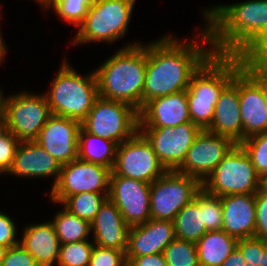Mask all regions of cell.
Masks as SVG:
<instances>
[{
  "mask_svg": "<svg viewBox=\"0 0 267 266\" xmlns=\"http://www.w3.org/2000/svg\"><path fill=\"white\" fill-rule=\"evenodd\" d=\"M237 241L223 230L207 231L196 243L199 266H220L236 249Z\"/></svg>",
  "mask_w": 267,
  "mask_h": 266,
  "instance_id": "d4e9b609",
  "label": "cell"
},
{
  "mask_svg": "<svg viewBox=\"0 0 267 266\" xmlns=\"http://www.w3.org/2000/svg\"><path fill=\"white\" fill-rule=\"evenodd\" d=\"M16 225L11 217L0 211V245L12 247L19 243L16 239Z\"/></svg>",
  "mask_w": 267,
  "mask_h": 266,
  "instance_id": "60d3db41",
  "label": "cell"
},
{
  "mask_svg": "<svg viewBox=\"0 0 267 266\" xmlns=\"http://www.w3.org/2000/svg\"><path fill=\"white\" fill-rule=\"evenodd\" d=\"M136 0H94L78 26L73 45L115 42L127 32Z\"/></svg>",
  "mask_w": 267,
  "mask_h": 266,
  "instance_id": "8992f818",
  "label": "cell"
},
{
  "mask_svg": "<svg viewBox=\"0 0 267 266\" xmlns=\"http://www.w3.org/2000/svg\"><path fill=\"white\" fill-rule=\"evenodd\" d=\"M241 68L237 55L213 53L193 74L186 90L191 122L207 130L223 88Z\"/></svg>",
  "mask_w": 267,
  "mask_h": 266,
  "instance_id": "277c9868",
  "label": "cell"
},
{
  "mask_svg": "<svg viewBox=\"0 0 267 266\" xmlns=\"http://www.w3.org/2000/svg\"><path fill=\"white\" fill-rule=\"evenodd\" d=\"M3 115L6 128L23 142L37 139L51 111L45 95L23 91L5 97Z\"/></svg>",
  "mask_w": 267,
  "mask_h": 266,
  "instance_id": "30bf717a",
  "label": "cell"
},
{
  "mask_svg": "<svg viewBox=\"0 0 267 266\" xmlns=\"http://www.w3.org/2000/svg\"><path fill=\"white\" fill-rule=\"evenodd\" d=\"M19 142L7 128L0 133V173L6 174L11 169Z\"/></svg>",
  "mask_w": 267,
  "mask_h": 266,
  "instance_id": "74e56055",
  "label": "cell"
},
{
  "mask_svg": "<svg viewBox=\"0 0 267 266\" xmlns=\"http://www.w3.org/2000/svg\"><path fill=\"white\" fill-rule=\"evenodd\" d=\"M236 248L249 266H267V240L257 237L240 239Z\"/></svg>",
  "mask_w": 267,
  "mask_h": 266,
  "instance_id": "d590c367",
  "label": "cell"
},
{
  "mask_svg": "<svg viewBox=\"0 0 267 266\" xmlns=\"http://www.w3.org/2000/svg\"><path fill=\"white\" fill-rule=\"evenodd\" d=\"M175 238L197 243L207 232L203 223V209L193 199L173 220Z\"/></svg>",
  "mask_w": 267,
  "mask_h": 266,
  "instance_id": "4316f807",
  "label": "cell"
},
{
  "mask_svg": "<svg viewBox=\"0 0 267 266\" xmlns=\"http://www.w3.org/2000/svg\"><path fill=\"white\" fill-rule=\"evenodd\" d=\"M256 194L221 196L222 230L237 240L255 237Z\"/></svg>",
  "mask_w": 267,
  "mask_h": 266,
  "instance_id": "44dd1931",
  "label": "cell"
},
{
  "mask_svg": "<svg viewBox=\"0 0 267 266\" xmlns=\"http://www.w3.org/2000/svg\"><path fill=\"white\" fill-rule=\"evenodd\" d=\"M65 59L45 93L51 114L82 121L99 97L95 72L80 75Z\"/></svg>",
  "mask_w": 267,
  "mask_h": 266,
  "instance_id": "5b68a950",
  "label": "cell"
},
{
  "mask_svg": "<svg viewBox=\"0 0 267 266\" xmlns=\"http://www.w3.org/2000/svg\"><path fill=\"white\" fill-rule=\"evenodd\" d=\"M129 266H167L163 253L134 257Z\"/></svg>",
  "mask_w": 267,
  "mask_h": 266,
  "instance_id": "b9f144b4",
  "label": "cell"
},
{
  "mask_svg": "<svg viewBox=\"0 0 267 266\" xmlns=\"http://www.w3.org/2000/svg\"><path fill=\"white\" fill-rule=\"evenodd\" d=\"M264 187L267 189V179L264 181Z\"/></svg>",
  "mask_w": 267,
  "mask_h": 266,
  "instance_id": "c3c4849f",
  "label": "cell"
},
{
  "mask_svg": "<svg viewBox=\"0 0 267 266\" xmlns=\"http://www.w3.org/2000/svg\"><path fill=\"white\" fill-rule=\"evenodd\" d=\"M207 131L230 138L235 144L243 141V125L238 96V71L223 88L215 105L214 116Z\"/></svg>",
  "mask_w": 267,
  "mask_h": 266,
  "instance_id": "ffe728a7",
  "label": "cell"
},
{
  "mask_svg": "<svg viewBox=\"0 0 267 266\" xmlns=\"http://www.w3.org/2000/svg\"><path fill=\"white\" fill-rule=\"evenodd\" d=\"M108 195L109 193L81 192L68 196L61 205L71 214L91 223Z\"/></svg>",
  "mask_w": 267,
  "mask_h": 266,
  "instance_id": "f546056e",
  "label": "cell"
},
{
  "mask_svg": "<svg viewBox=\"0 0 267 266\" xmlns=\"http://www.w3.org/2000/svg\"><path fill=\"white\" fill-rule=\"evenodd\" d=\"M118 144L85 131L80 127L78 134V158L113 169Z\"/></svg>",
  "mask_w": 267,
  "mask_h": 266,
  "instance_id": "484cf974",
  "label": "cell"
},
{
  "mask_svg": "<svg viewBox=\"0 0 267 266\" xmlns=\"http://www.w3.org/2000/svg\"><path fill=\"white\" fill-rule=\"evenodd\" d=\"M237 57L247 73L267 79V30L250 41Z\"/></svg>",
  "mask_w": 267,
  "mask_h": 266,
  "instance_id": "83f0119b",
  "label": "cell"
},
{
  "mask_svg": "<svg viewBox=\"0 0 267 266\" xmlns=\"http://www.w3.org/2000/svg\"><path fill=\"white\" fill-rule=\"evenodd\" d=\"M0 266H38L34 258L18 243L9 247Z\"/></svg>",
  "mask_w": 267,
  "mask_h": 266,
  "instance_id": "ab89813d",
  "label": "cell"
},
{
  "mask_svg": "<svg viewBox=\"0 0 267 266\" xmlns=\"http://www.w3.org/2000/svg\"><path fill=\"white\" fill-rule=\"evenodd\" d=\"M201 129L192 122L175 127L139 128L167 171H176Z\"/></svg>",
  "mask_w": 267,
  "mask_h": 266,
  "instance_id": "4fadbf2b",
  "label": "cell"
},
{
  "mask_svg": "<svg viewBox=\"0 0 267 266\" xmlns=\"http://www.w3.org/2000/svg\"><path fill=\"white\" fill-rule=\"evenodd\" d=\"M174 239V224L170 220L150 218L144 224L130 227L126 250L127 264L137 256L163 253Z\"/></svg>",
  "mask_w": 267,
  "mask_h": 266,
  "instance_id": "d6986e66",
  "label": "cell"
},
{
  "mask_svg": "<svg viewBox=\"0 0 267 266\" xmlns=\"http://www.w3.org/2000/svg\"><path fill=\"white\" fill-rule=\"evenodd\" d=\"M108 198L116 205L129 227L150 218V184L111 172Z\"/></svg>",
  "mask_w": 267,
  "mask_h": 266,
  "instance_id": "2e32d148",
  "label": "cell"
},
{
  "mask_svg": "<svg viewBox=\"0 0 267 266\" xmlns=\"http://www.w3.org/2000/svg\"><path fill=\"white\" fill-rule=\"evenodd\" d=\"M2 92L3 91H1V89H0V118H4L3 112H4V99H5V96L3 95Z\"/></svg>",
  "mask_w": 267,
  "mask_h": 266,
  "instance_id": "f6af8a7d",
  "label": "cell"
},
{
  "mask_svg": "<svg viewBox=\"0 0 267 266\" xmlns=\"http://www.w3.org/2000/svg\"><path fill=\"white\" fill-rule=\"evenodd\" d=\"M255 237L267 240V189L263 186L255 196Z\"/></svg>",
  "mask_w": 267,
  "mask_h": 266,
  "instance_id": "f35d334b",
  "label": "cell"
},
{
  "mask_svg": "<svg viewBox=\"0 0 267 266\" xmlns=\"http://www.w3.org/2000/svg\"><path fill=\"white\" fill-rule=\"evenodd\" d=\"M167 266H199L196 243L175 238L164 249Z\"/></svg>",
  "mask_w": 267,
  "mask_h": 266,
  "instance_id": "1f68e13d",
  "label": "cell"
},
{
  "mask_svg": "<svg viewBox=\"0 0 267 266\" xmlns=\"http://www.w3.org/2000/svg\"><path fill=\"white\" fill-rule=\"evenodd\" d=\"M264 181L245 150L236 144L202 183V188L215 196L256 194Z\"/></svg>",
  "mask_w": 267,
  "mask_h": 266,
  "instance_id": "52a82bcc",
  "label": "cell"
},
{
  "mask_svg": "<svg viewBox=\"0 0 267 266\" xmlns=\"http://www.w3.org/2000/svg\"><path fill=\"white\" fill-rule=\"evenodd\" d=\"M94 243L89 240L60 244L56 266H89Z\"/></svg>",
  "mask_w": 267,
  "mask_h": 266,
  "instance_id": "e575fe53",
  "label": "cell"
},
{
  "mask_svg": "<svg viewBox=\"0 0 267 266\" xmlns=\"http://www.w3.org/2000/svg\"><path fill=\"white\" fill-rule=\"evenodd\" d=\"M94 0H40L42 8L54 9L56 14L68 23H73L76 28L83 22L88 9Z\"/></svg>",
  "mask_w": 267,
  "mask_h": 266,
  "instance_id": "4dcf8cb0",
  "label": "cell"
},
{
  "mask_svg": "<svg viewBox=\"0 0 267 266\" xmlns=\"http://www.w3.org/2000/svg\"><path fill=\"white\" fill-rule=\"evenodd\" d=\"M111 170L76 158L61 165L56 185L51 188V200L61 204L68 196L81 192L109 193Z\"/></svg>",
  "mask_w": 267,
  "mask_h": 266,
  "instance_id": "8fae6325",
  "label": "cell"
},
{
  "mask_svg": "<svg viewBox=\"0 0 267 266\" xmlns=\"http://www.w3.org/2000/svg\"><path fill=\"white\" fill-rule=\"evenodd\" d=\"M194 200L203 209V223L207 231L222 230V203L219 196L207 193L203 188L195 195Z\"/></svg>",
  "mask_w": 267,
  "mask_h": 266,
  "instance_id": "d6a6232c",
  "label": "cell"
},
{
  "mask_svg": "<svg viewBox=\"0 0 267 266\" xmlns=\"http://www.w3.org/2000/svg\"><path fill=\"white\" fill-rule=\"evenodd\" d=\"M81 127L93 135L122 144L139 131V110L126 102L99 96L81 121Z\"/></svg>",
  "mask_w": 267,
  "mask_h": 266,
  "instance_id": "ba28073f",
  "label": "cell"
},
{
  "mask_svg": "<svg viewBox=\"0 0 267 266\" xmlns=\"http://www.w3.org/2000/svg\"><path fill=\"white\" fill-rule=\"evenodd\" d=\"M61 165L35 141L19 142L11 169L7 174L21 177L55 176L52 188L60 175Z\"/></svg>",
  "mask_w": 267,
  "mask_h": 266,
  "instance_id": "7402d4cb",
  "label": "cell"
},
{
  "mask_svg": "<svg viewBox=\"0 0 267 266\" xmlns=\"http://www.w3.org/2000/svg\"><path fill=\"white\" fill-rule=\"evenodd\" d=\"M220 266H249L241 252L236 248Z\"/></svg>",
  "mask_w": 267,
  "mask_h": 266,
  "instance_id": "7bdbcfd3",
  "label": "cell"
},
{
  "mask_svg": "<svg viewBox=\"0 0 267 266\" xmlns=\"http://www.w3.org/2000/svg\"><path fill=\"white\" fill-rule=\"evenodd\" d=\"M191 122L186 90L157 97L139 110V128L175 127Z\"/></svg>",
  "mask_w": 267,
  "mask_h": 266,
  "instance_id": "ac0fdd59",
  "label": "cell"
},
{
  "mask_svg": "<svg viewBox=\"0 0 267 266\" xmlns=\"http://www.w3.org/2000/svg\"><path fill=\"white\" fill-rule=\"evenodd\" d=\"M166 171L152 146L139 131L118 144L113 174L151 184Z\"/></svg>",
  "mask_w": 267,
  "mask_h": 266,
  "instance_id": "7c38bea8",
  "label": "cell"
},
{
  "mask_svg": "<svg viewBox=\"0 0 267 266\" xmlns=\"http://www.w3.org/2000/svg\"><path fill=\"white\" fill-rule=\"evenodd\" d=\"M126 253L121 250L104 248L94 244L89 266H125Z\"/></svg>",
  "mask_w": 267,
  "mask_h": 266,
  "instance_id": "8d00e7d4",
  "label": "cell"
},
{
  "mask_svg": "<svg viewBox=\"0 0 267 266\" xmlns=\"http://www.w3.org/2000/svg\"><path fill=\"white\" fill-rule=\"evenodd\" d=\"M60 244L89 240L90 223L71 214L65 208L59 211L51 221Z\"/></svg>",
  "mask_w": 267,
  "mask_h": 266,
  "instance_id": "f1b7e54d",
  "label": "cell"
},
{
  "mask_svg": "<svg viewBox=\"0 0 267 266\" xmlns=\"http://www.w3.org/2000/svg\"><path fill=\"white\" fill-rule=\"evenodd\" d=\"M239 145L250 157L256 173L265 181L267 179V132L248 137Z\"/></svg>",
  "mask_w": 267,
  "mask_h": 266,
  "instance_id": "836d02e7",
  "label": "cell"
},
{
  "mask_svg": "<svg viewBox=\"0 0 267 266\" xmlns=\"http://www.w3.org/2000/svg\"><path fill=\"white\" fill-rule=\"evenodd\" d=\"M6 45L3 42V37L0 31V64L2 62V59L4 58L5 54L7 53L6 51Z\"/></svg>",
  "mask_w": 267,
  "mask_h": 266,
  "instance_id": "ee69618b",
  "label": "cell"
},
{
  "mask_svg": "<svg viewBox=\"0 0 267 266\" xmlns=\"http://www.w3.org/2000/svg\"><path fill=\"white\" fill-rule=\"evenodd\" d=\"M90 226L94 233V244L126 253L130 227L109 198L103 203Z\"/></svg>",
  "mask_w": 267,
  "mask_h": 266,
  "instance_id": "603a6c76",
  "label": "cell"
},
{
  "mask_svg": "<svg viewBox=\"0 0 267 266\" xmlns=\"http://www.w3.org/2000/svg\"><path fill=\"white\" fill-rule=\"evenodd\" d=\"M201 189L202 183L197 178L177 171H166L150 184L151 218L173 221Z\"/></svg>",
  "mask_w": 267,
  "mask_h": 266,
  "instance_id": "9c48e42d",
  "label": "cell"
},
{
  "mask_svg": "<svg viewBox=\"0 0 267 266\" xmlns=\"http://www.w3.org/2000/svg\"><path fill=\"white\" fill-rule=\"evenodd\" d=\"M238 96L243 140L267 132V79L238 70Z\"/></svg>",
  "mask_w": 267,
  "mask_h": 266,
  "instance_id": "5bb4252c",
  "label": "cell"
},
{
  "mask_svg": "<svg viewBox=\"0 0 267 266\" xmlns=\"http://www.w3.org/2000/svg\"><path fill=\"white\" fill-rule=\"evenodd\" d=\"M6 129L5 118H0V133Z\"/></svg>",
  "mask_w": 267,
  "mask_h": 266,
  "instance_id": "7dc6e473",
  "label": "cell"
},
{
  "mask_svg": "<svg viewBox=\"0 0 267 266\" xmlns=\"http://www.w3.org/2000/svg\"><path fill=\"white\" fill-rule=\"evenodd\" d=\"M147 64V45L126 44L96 69L98 94L140 110Z\"/></svg>",
  "mask_w": 267,
  "mask_h": 266,
  "instance_id": "3957f363",
  "label": "cell"
},
{
  "mask_svg": "<svg viewBox=\"0 0 267 266\" xmlns=\"http://www.w3.org/2000/svg\"><path fill=\"white\" fill-rule=\"evenodd\" d=\"M19 244L38 266H53L59 259L60 242L51 221L25 227Z\"/></svg>",
  "mask_w": 267,
  "mask_h": 266,
  "instance_id": "cb8c5ba5",
  "label": "cell"
},
{
  "mask_svg": "<svg viewBox=\"0 0 267 266\" xmlns=\"http://www.w3.org/2000/svg\"><path fill=\"white\" fill-rule=\"evenodd\" d=\"M203 13L207 25L197 36L215 54L237 55L258 34L267 30V0L220 4Z\"/></svg>",
  "mask_w": 267,
  "mask_h": 266,
  "instance_id": "7a4b0ae2",
  "label": "cell"
},
{
  "mask_svg": "<svg viewBox=\"0 0 267 266\" xmlns=\"http://www.w3.org/2000/svg\"><path fill=\"white\" fill-rule=\"evenodd\" d=\"M235 145L228 137L201 130L176 171L203 183Z\"/></svg>",
  "mask_w": 267,
  "mask_h": 266,
  "instance_id": "9a60e30c",
  "label": "cell"
},
{
  "mask_svg": "<svg viewBox=\"0 0 267 266\" xmlns=\"http://www.w3.org/2000/svg\"><path fill=\"white\" fill-rule=\"evenodd\" d=\"M81 122L51 114L35 142L46 150L60 165L78 158V134Z\"/></svg>",
  "mask_w": 267,
  "mask_h": 266,
  "instance_id": "e0dca14e",
  "label": "cell"
},
{
  "mask_svg": "<svg viewBox=\"0 0 267 266\" xmlns=\"http://www.w3.org/2000/svg\"><path fill=\"white\" fill-rule=\"evenodd\" d=\"M160 38L147 44L143 105L154 98L187 90L193 74L213 54L211 47L200 42L182 43L171 35Z\"/></svg>",
  "mask_w": 267,
  "mask_h": 266,
  "instance_id": "6da1fadb",
  "label": "cell"
},
{
  "mask_svg": "<svg viewBox=\"0 0 267 266\" xmlns=\"http://www.w3.org/2000/svg\"><path fill=\"white\" fill-rule=\"evenodd\" d=\"M8 247L0 245V265L5 258Z\"/></svg>",
  "mask_w": 267,
  "mask_h": 266,
  "instance_id": "bcb514c9",
  "label": "cell"
}]
</instances>
